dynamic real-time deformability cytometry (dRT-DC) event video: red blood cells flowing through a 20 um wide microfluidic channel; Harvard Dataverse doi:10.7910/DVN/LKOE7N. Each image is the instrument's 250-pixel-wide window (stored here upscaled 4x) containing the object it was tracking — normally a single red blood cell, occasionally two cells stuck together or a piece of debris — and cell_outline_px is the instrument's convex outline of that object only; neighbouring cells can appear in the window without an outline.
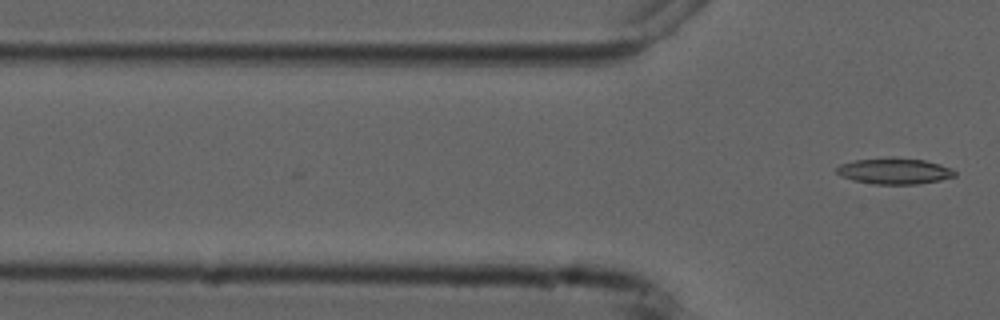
{"species": "common noctule bat (a hibernating species)", "species_latin": "Nyctalus noctula", "temperature_condition": "cold", "stored_images_in_passage": 4, "camera_frame_rate_fps": 3000, "um_per_image_px": 0.085, "animal": {"sex": "male", "forearm_length_mm": 52.5}, "frame": {"image": 1, "passage_image": 4, "time_ms": 3.667, "image_size_px": [1000, 320], "cell_outline_px": [[956, 176], [940, 180], [920, 184], [872, 184], [852, 180], [840, 176], [836, 172], [836, 168], [840, 164], [856, 160], [892, 156], [924, 160], [940, 164], [952, 168], [956, 172]], "centroid_in_image_um": [76.02, 14.53], "position_along_channel_um": 49.8, "area_um2": 18.26}}